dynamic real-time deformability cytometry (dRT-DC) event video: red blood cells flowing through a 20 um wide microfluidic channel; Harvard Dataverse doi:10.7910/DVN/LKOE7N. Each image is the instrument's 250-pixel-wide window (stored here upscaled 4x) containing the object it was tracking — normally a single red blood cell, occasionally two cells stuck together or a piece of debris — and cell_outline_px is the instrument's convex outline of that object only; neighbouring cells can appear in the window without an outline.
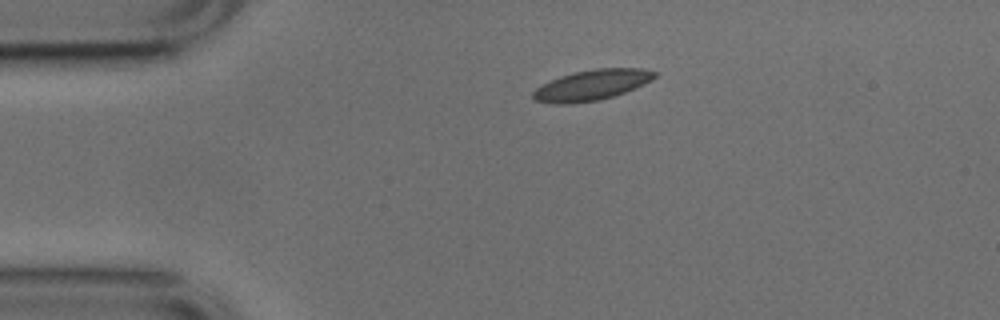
{"species": "common noctule bat (a hibernating species)", "species_latin": "Nyctalus noctula", "temperature_condition": "cold", "stored_images_in_passage": 43, "camera_frame_rate_fps": 3000, "um_per_image_px": 0.085, "animal": {"sex": "male", "body_mass_g": 17.9, "forearm_length_mm": 54.2}, "frame": {"image": 1, "passage_image": 1, "time_ms": 0.0, "image_size_px": [1000, 320], "cell_outline_px": [[656, 76], [652, 80], [644, 84], [624, 92], [600, 100], [568, 104], [552, 104], [536, 100], [532, 96], [532, 92], [536, 88], [560, 76], [576, 72], [596, 68], [640, 68], [656, 72]], "centroid_in_image_um": [50.3, 7.23], "position_along_channel_um": 34.7, "area_um2": 21.39}}
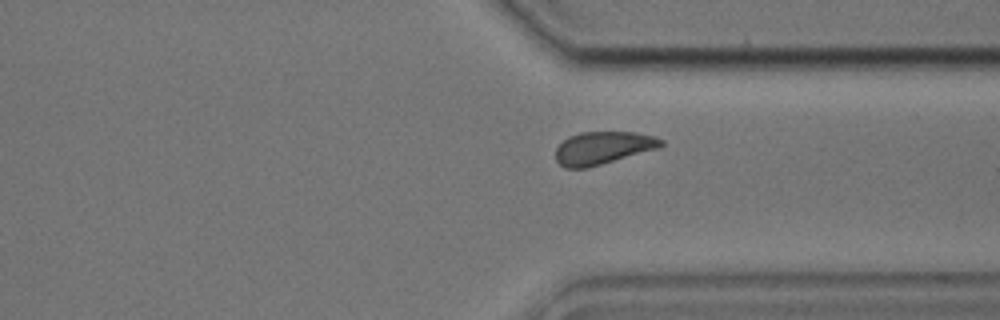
{"frame": {"image": 2, "passage_image": 30, "time_ms": 9.667, "image_size_px": [1000, 320], "cell_outline_px": [[664, 144], [660, 148], [588, 168], [564, 168], [556, 160], [556, 148], [568, 136], [580, 132], [636, 132], [656, 136], [664, 140]], "centroid_in_image_um": [51.28, 12.57], "position_along_channel_um": 360.1, "area_um2": 20.35}}
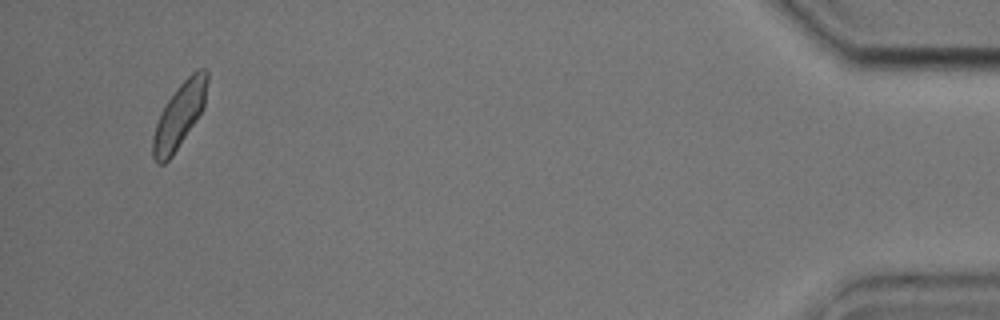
{"frame": {"image": 3, "passage_image": 41, "time_ms": 13.333, "image_size_px": [1000, 320], "cell_outline_px": [[208, 80], [204, 108], [172, 156], [164, 164], [156, 164], [152, 156], [152, 136], [160, 112], [176, 88], [196, 68], [208, 68]], "centroid_in_image_um": [15.25, 9.79], "position_along_channel_um": 420.0, "area_um2": 20.69}, "authors_computed_cell_mechanics": {"area_um2": 20.5768, "velocity_mm_per_s": 3.7381, "shape_relaxation_time_tau1_ms": 4.0292, "shape_relaxation_time_tau2_ms": 2.227, "deformation_change_tau1": 0.089, "deformation_change_tau2": 0.0776}}